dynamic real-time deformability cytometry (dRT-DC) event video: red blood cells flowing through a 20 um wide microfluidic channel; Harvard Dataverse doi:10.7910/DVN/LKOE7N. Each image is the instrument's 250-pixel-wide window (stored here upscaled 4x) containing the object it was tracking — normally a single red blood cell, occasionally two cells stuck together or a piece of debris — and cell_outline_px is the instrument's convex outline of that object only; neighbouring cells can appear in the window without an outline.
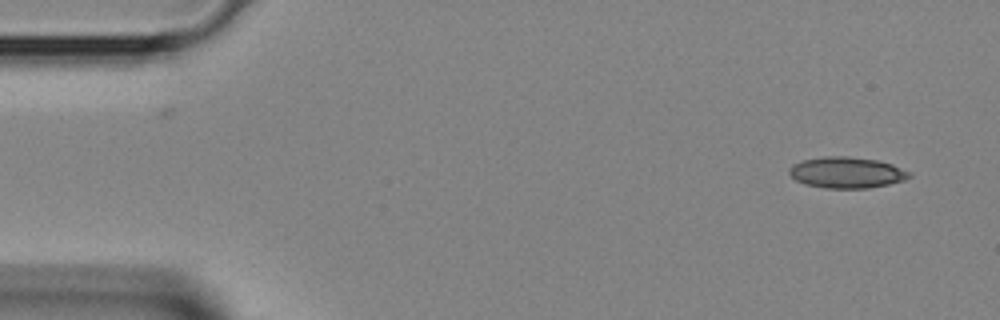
{"species": "Egyptian fruit bat (a non-hibernating species)", "species_latin": "Rousettus aegyptiacus", "temperature_condition": "room temperature", "stored_images_in_passage": 2, "camera_frame_rate_fps": 3000, "um_per_image_px": 0.085, "animal": {"sex": "female"}, "frame": {"image": 1, "passage_image": 2, "time_ms": 0.333, "image_size_px": [1000, 320], "cell_outline_px": [[912, 176], [904, 180], [888, 184], [868, 188], [824, 188], [804, 184], [796, 180], [788, 172], [788, 168], [792, 164], [804, 160], [824, 156], [848, 156], [876, 160], [892, 164], [912, 172]], "centroid_in_image_um": [71.97, 14.66], "position_along_channel_um": 13.0, "area_um2": 21.85}}